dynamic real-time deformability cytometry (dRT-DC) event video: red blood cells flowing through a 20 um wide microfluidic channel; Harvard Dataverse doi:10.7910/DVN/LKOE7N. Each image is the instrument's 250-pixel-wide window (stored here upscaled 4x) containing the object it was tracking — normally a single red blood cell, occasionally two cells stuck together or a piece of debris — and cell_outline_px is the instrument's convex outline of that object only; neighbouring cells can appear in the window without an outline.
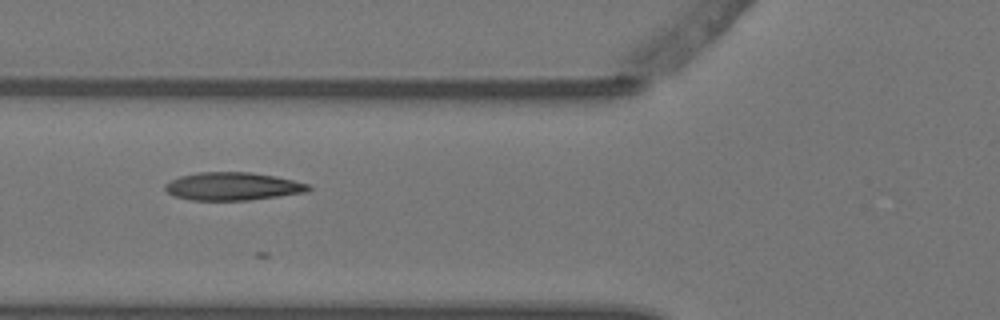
{"species": "Egyptian fruit bat (a non-hibernating species)", "species_latin": "Rousettus aegyptiacus", "temperature_condition": "warm", "stored_images_in_passage": 9, "camera_frame_rate_fps": 3000, "um_per_image_px": 0.085, "animal": {"sex": "female"}, "frame": {"image": 1, "passage_image": 5, "time_ms": 1.333, "image_size_px": [1000, 320], "cell_outline_px": [[312, 188], [308, 192], [248, 200], [192, 200], [172, 196], [164, 188], [164, 184], [180, 176], [200, 172], [252, 172], [276, 176], [308, 184]], "centroid_in_image_um": [19.77, 15.84], "position_along_channel_um": 106.0, "area_um2": 23.35}}
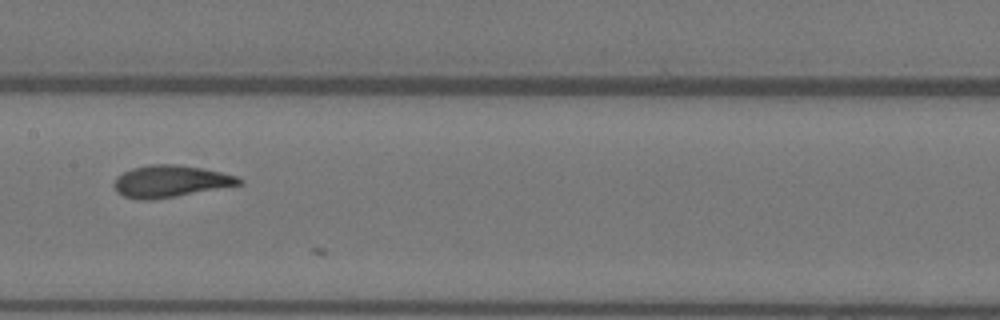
{"frame": {"image": 2, "passage_image": 7, "time_ms": 2.0, "image_size_px": [1000, 320], "cell_outline_px": [[244, 184], [176, 196], [152, 200], [136, 200], [124, 196], [116, 192], [112, 184], [116, 176], [132, 168], [148, 164], [180, 164], [220, 172], [236, 176], [244, 180]], "centroid_in_image_um": [14.45, 15.41], "position_along_channel_um": 192.9, "area_um2": 23.47}}